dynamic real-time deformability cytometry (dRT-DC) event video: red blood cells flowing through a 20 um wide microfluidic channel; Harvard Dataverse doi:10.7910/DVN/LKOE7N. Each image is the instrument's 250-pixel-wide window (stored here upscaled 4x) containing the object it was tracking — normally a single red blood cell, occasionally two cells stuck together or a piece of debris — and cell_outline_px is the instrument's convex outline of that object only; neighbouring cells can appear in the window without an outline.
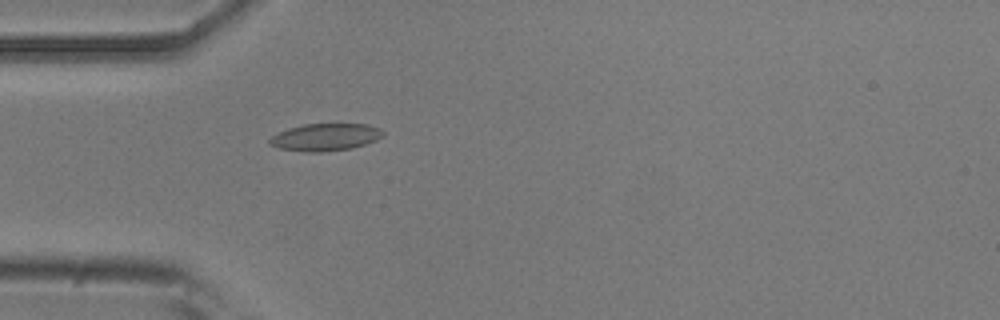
{"species": "common noctule bat (a hibernating species)", "species_latin": "Nyctalus noctula", "temperature_condition": "room temperature", "stored_images_in_passage": 41, "camera_frame_rate_fps": 3000, "um_per_image_px": 0.085, "animal": {"sex": "male", "body_mass_g": 20.5, "forearm_length_mm": 52.5}, "frame": {"image": 1, "passage_image": 3, "time_ms": 0.667, "image_size_px": [1000, 320], "cell_outline_px": [[384, 136], [376, 140], [352, 148], [320, 152], [308, 152], [280, 148], [268, 144], [268, 140], [272, 136], [288, 128], [304, 124], [368, 124], [380, 128], [384, 132]], "centroid_in_image_um": [27.67, 11.65], "position_along_channel_um": 57.3, "area_um2": 17.98}}
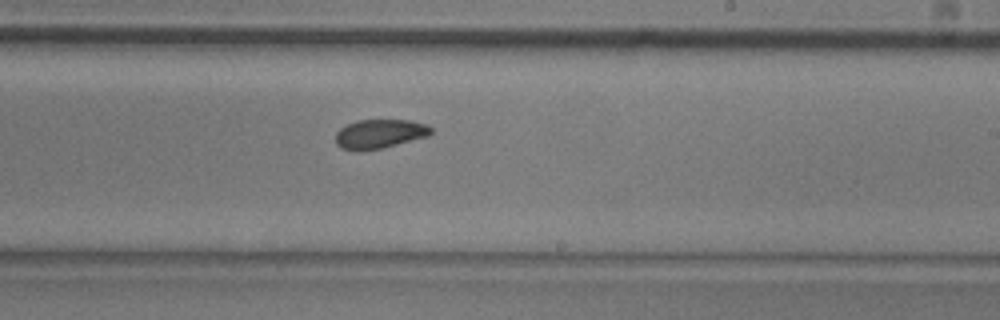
{"frame": {"image": 2, "passage_image": 19, "time_ms": 6.0, "image_size_px": [1000, 320], "cell_outline_px": [[432, 132], [428, 136], [380, 148], [356, 152], [340, 148], [336, 144], [336, 132], [340, 128], [356, 120], [412, 120], [428, 124], [432, 128]], "centroid_in_image_um": [32.25, 11.38], "position_along_channel_um": 256.7, "area_um2": 16.3}}
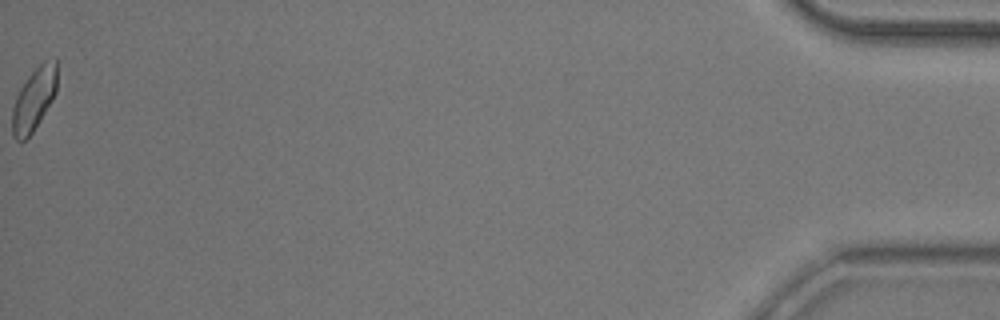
{"frame": {"image": 3, "passage_image": 41, "time_ms": 13.333, "image_size_px": [1000, 320], "cell_outline_px": [[56, 92], [52, 100], [40, 120], [32, 132], [24, 140], [16, 140], [12, 136], [12, 108], [16, 96], [20, 88], [28, 76], [44, 60], [56, 56]], "centroid_in_image_um": [2.88, 8.41], "position_along_channel_um": 432.3, "area_um2": 16.3}, "authors_computed_cell_mechanics": {"area_um2": 16.6464, "velocity_mm_per_s": 3.7965, "shape_relaxation_time_tau1_ms": 5.8895, "shape_relaxation_time_tau2_ms": 3.4736, "deformation_change_tau1": 0.0951, "deformation_change_tau2": 0.0736}}